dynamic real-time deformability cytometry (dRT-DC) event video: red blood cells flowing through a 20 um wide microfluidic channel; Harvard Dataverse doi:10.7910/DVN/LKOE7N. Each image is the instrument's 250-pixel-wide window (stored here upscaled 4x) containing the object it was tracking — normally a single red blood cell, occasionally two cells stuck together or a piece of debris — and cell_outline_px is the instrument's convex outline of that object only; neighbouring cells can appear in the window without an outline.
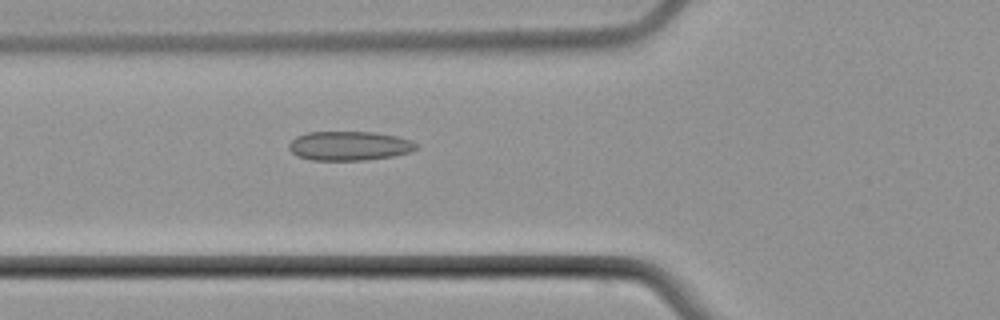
{"species": "common noctule bat (a hibernating species)", "species_latin": "Nyctalus noctula", "temperature_condition": "cold", "stored_images_in_passage": 6, "camera_frame_rate_fps": 3000, "um_per_image_px": 0.085, "animal": {"sex": "male", "body_mass_g": 21.5, "forearm_length_mm": 52.0}, "frame": {"image": 1, "passage_image": 6, "time_ms": 6.333, "image_size_px": [1000, 320], "cell_outline_px": [[416, 148], [412, 152], [392, 156], [364, 160], [312, 160], [296, 156], [288, 148], [288, 144], [296, 136], [308, 132], [376, 132], [396, 136], [412, 140], [416, 144]], "centroid_in_image_um": [29.67, 12.39], "position_along_channel_um": 96.1, "area_um2": 21.73}}